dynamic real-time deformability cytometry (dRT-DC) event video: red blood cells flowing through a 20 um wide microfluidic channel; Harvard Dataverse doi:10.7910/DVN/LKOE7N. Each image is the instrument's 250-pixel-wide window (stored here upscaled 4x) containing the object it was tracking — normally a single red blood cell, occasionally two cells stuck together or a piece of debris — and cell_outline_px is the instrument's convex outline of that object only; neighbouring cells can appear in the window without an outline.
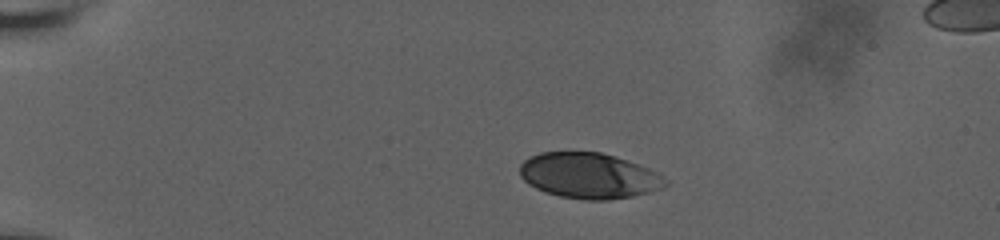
{"species": "human", "species_latin": "Homo sapiens", "temperature_condition": "room temperature", "stored_images_in_passage": 28, "camera_frame_rate_fps": 3000, "um_per_image_px": 0.085, "donor": {"sex": "male"}, "frame": {"image": 1, "passage_image": 1, "time_ms": 0.0, "image_size_px": [1000, 240], "cell_outline_px": [[668, 184], [660, 188], [648, 192], [632, 196], [608, 200], [584, 200], [560, 196], [544, 192], [528, 184], [520, 176], [520, 164], [524, 160], [540, 152], [600, 152], [648, 168], [656, 172], [668, 180]], "centroid_in_image_um": [50.03, 14.94], "position_along_channel_um": 35.0, "area_um2": 38.38}}
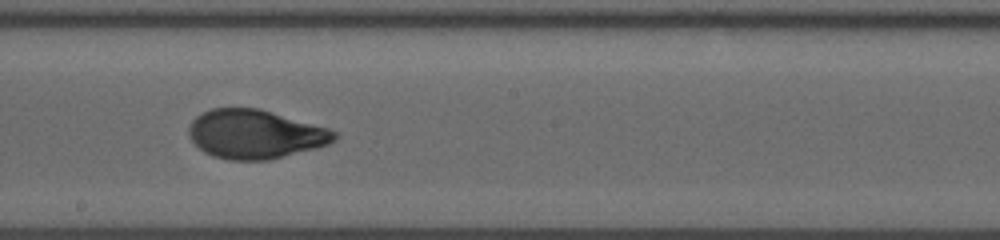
{"frame": {"image": 2, "passage_image": 17, "time_ms": 7.333, "image_size_px": [1000, 240], "cell_outline_px": [[340, 136], [336, 140], [328, 144], [316, 148], [268, 160], [228, 160], [212, 156], [204, 152], [188, 136], [188, 128], [192, 120], [196, 116], [212, 108], [260, 108], [328, 128], [336, 132]], "centroid_in_image_um": [21.69, 11.4], "position_along_channel_um": 226.5, "area_um2": 41.56}}
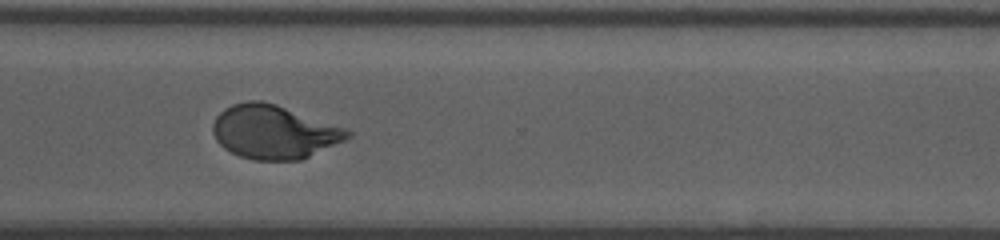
{"frame": {"image": 3, "passage_image": 27, "time_ms": 10.667, "image_size_px": [1000, 240], "cell_outline_px": [[352, 136], [344, 140], [300, 160], [252, 160], [240, 156], [224, 148], [216, 140], [212, 132], [212, 124], [216, 116], [224, 108], [232, 104], [248, 100], [260, 100], [276, 104], [348, 128], [352, 132]], "centroid_in_image_um": [23.28, 11.2], "position_along_channel_um": 347.3, "area_um2": 42.25}}